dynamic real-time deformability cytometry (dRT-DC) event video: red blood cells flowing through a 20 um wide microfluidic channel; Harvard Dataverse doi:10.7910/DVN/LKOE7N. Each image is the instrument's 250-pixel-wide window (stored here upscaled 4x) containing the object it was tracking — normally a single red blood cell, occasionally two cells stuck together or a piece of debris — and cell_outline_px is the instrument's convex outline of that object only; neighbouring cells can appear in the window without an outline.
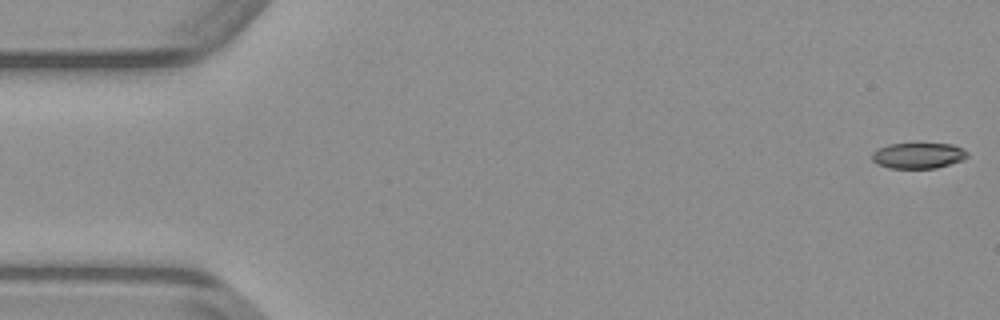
{"species": "common noctule bat (a hibernating species)", "species_latin": "Nyctalus noctula", "temperature_condition": "warm", "stored_images_in_passage": 49, "camera_frame_rate_fps": 3000, "um_per_image_px": 0.085, "animal": {"sex": "male", "body_mass_g": 23.1, "forearm_length_mm": 52.7}, "frame": {"image": 1, "passage_image": 1, "time_ms": 0.0, "image_size_px": [1000, 320], "cell_outline_px": [[968, 156], [960, 160], [936, 168], [888, 168], [876, 164], [872, 160], [872, 152], [876, 148], [888, 144], [912, 140], [920, 140], [952, 144], [968, 152]], "centroid_in_image_um": [77.98, 13.15], "position_along_channel_um": 7.0, "area_um2": 15.26}}
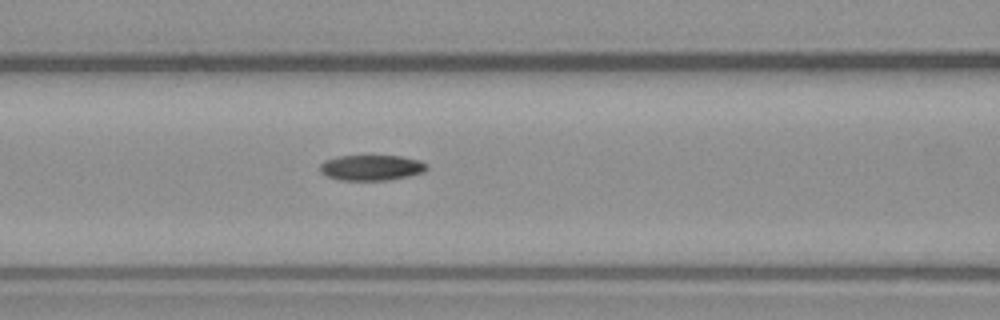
{"frame": {"image": 2, "passage_image": 20, "time_ms": 6.333, "image_size_px": [1000, 320], "cell_outline_px": [[428, 168], [424, 172], [408, 176], [388, 180], [340, 180], [328, 176], [320, 172], [320, 164], [324, 160], [340, 156], [400, 156], [420, 160], [428, 164]], "centroid_in_image_um": [31.59, 14.25], "position_along_channel_um": 135.0, "area_um2": 15.9}}
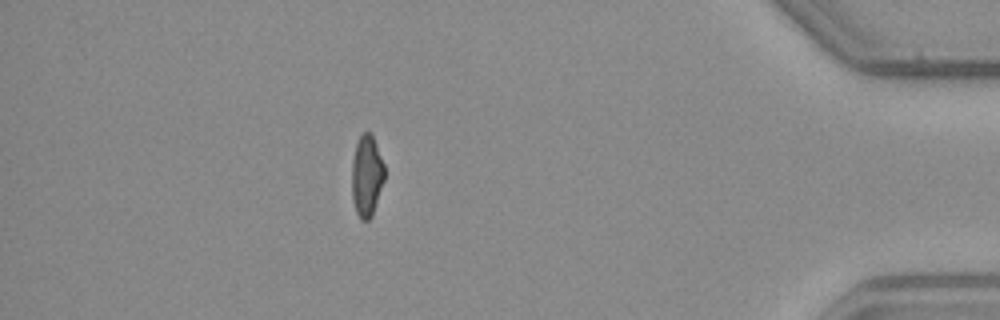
{"frame": {"image": 3, "passage_image": 43, "time_ms": 14.0, "image_size_px": [1000, 320], "cell_outline_px": [[384, 180], [372, 216], [368, 220], [360, 220], [356, 212], [352, 196], [352, 160], [356, 144], [360, 136], [364, 132], [372, 132], [384, 164]], "centroid_in_image_um": [31.17, 14.93], "position_along_channel_um": 404.0, "area_um2": 15.55}}